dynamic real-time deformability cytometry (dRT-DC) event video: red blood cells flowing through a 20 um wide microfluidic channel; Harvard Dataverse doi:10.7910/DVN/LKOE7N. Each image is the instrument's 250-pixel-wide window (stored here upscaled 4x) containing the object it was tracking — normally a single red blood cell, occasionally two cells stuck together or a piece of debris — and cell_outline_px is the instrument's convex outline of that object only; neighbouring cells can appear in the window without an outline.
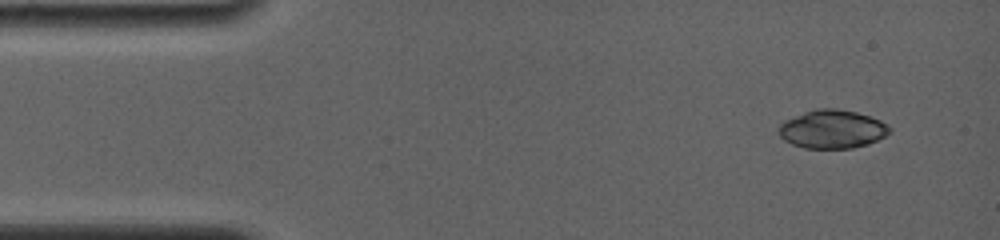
{"species": "common noctule bat (a hibernating species)", "species_latin": "Nyctalus noctula", "temperature_condition": "room temperature", "stored_images_in_passage": 5, "camera_frame_rate_fps": 4000, "um_per_image_px": 0.085, "animal": {"sex": "female", "body_mass_g": 19.0, "forearm_length_mm": 56.7}, "frame": {"image": 1, "passage_image": 1, "time_ms": 0.0, "image_size_px": [1000, 240], "cell_outline_px": [[892, 128], [884, 136], [868, 144], [852, 148], [804, 148], [792, 144], [784, 140], [780, 136], [780, 124], [784, 120], [804, 112], [816, 108], [836, 108], [856, 112], [880, 120], [888, 124]], "centroid_in_image_um": [70.74, 10.97], "position_along_channel_um": 14.3, "area_um2": 24.74}}
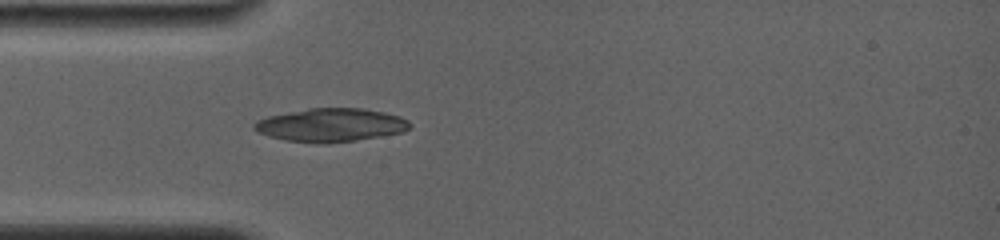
{"frame": {"image": 2, "passage_image": 5, "time_ms": 3.5, "image_size_px": [1000, 240], "cell_outline_px": [[412, 128], [404, 132], [356, 140], [328, 144], [316, 144], [288, 140], [268, 136], [252, 128], [252, 124], [256, 120], [268, 116], [308, 108], [364, 108], [384, 112], [400, 116], [408, 120], [412, 124]], "centroid_in_image_um": [28.15, 10.63], "position_along_channel_um": 56.9, "area_um2": 30.58}}